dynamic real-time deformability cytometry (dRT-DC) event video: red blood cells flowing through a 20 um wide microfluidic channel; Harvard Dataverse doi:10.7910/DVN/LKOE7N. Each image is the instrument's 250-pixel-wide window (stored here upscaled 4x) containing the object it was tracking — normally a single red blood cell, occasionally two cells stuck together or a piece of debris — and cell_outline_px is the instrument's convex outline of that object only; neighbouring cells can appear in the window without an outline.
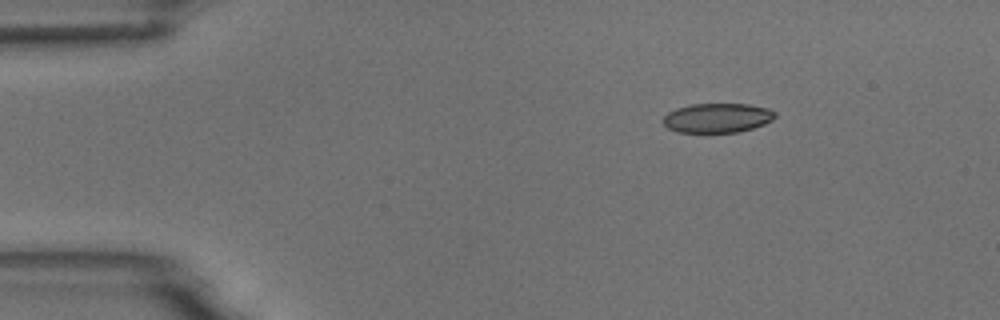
{"species": "common noctule bat (a hibernating species)", "species_latin": "Nyctalus noctula", "temperature_condition": "room temperature", "stored_images_in_passage": 3, "camera_frame_rate_fps": 3000, "um_per_image_px": 0.085, "animal": {"sex": "male", "body_mass_g": 18.8}, "frame": {"image": 1, "passage_image": 1, "time_ms": 0.0, "image_size_px": [1000, 320], "cell_outline_px": [[776, 116], [772, 120], [764, 124], [752, 128], [736, 132], [680, 132], [668, 128], [664, 124], [664, 116], [668, 112], [676, 108], [688, 104], [748, 104], [768, 108], [776, 112]], "centroid_in_image_um": [60.98, 10.01], "position_along_channel_um": 24.0, "area_um2": 19.13}}